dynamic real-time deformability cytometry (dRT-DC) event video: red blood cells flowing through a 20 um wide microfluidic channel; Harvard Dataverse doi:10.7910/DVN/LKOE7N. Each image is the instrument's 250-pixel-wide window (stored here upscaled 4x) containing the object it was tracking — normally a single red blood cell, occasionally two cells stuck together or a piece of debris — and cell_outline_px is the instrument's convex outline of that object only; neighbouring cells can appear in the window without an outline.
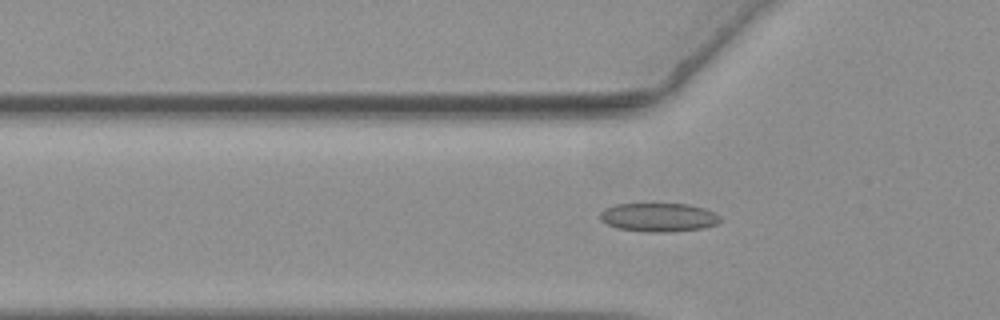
{"species": "common noctule bat (a hibernating species)", "species_latin": "Nyctalus noctula", "temperature_condition": "warm", "stored_images_in_passage": 50, "camera_frame_rate_fps": 3000, "um_per_image_px": 0.085, "animal": {"sex": "female", "body_mass_g": 19.3, "forearm_length_mm": 54.1}, "frame": {"image": 1, "passage_image": 19, "time_ms": 6.0, "image_size_px": [1000, 320], "cell_outline_px": [[720, 220], [716, 224], [704, 228], [668, 232], [644, 232], [616, 228], [600, 220], [600, 212], [604, 208], [616, 204], [688, 204], [704, 208], [720, 216]], "centroid_in_image_um": [55.95, 18.48], "position_along_channel_um": 69.9, "area_um2": 20.11}}
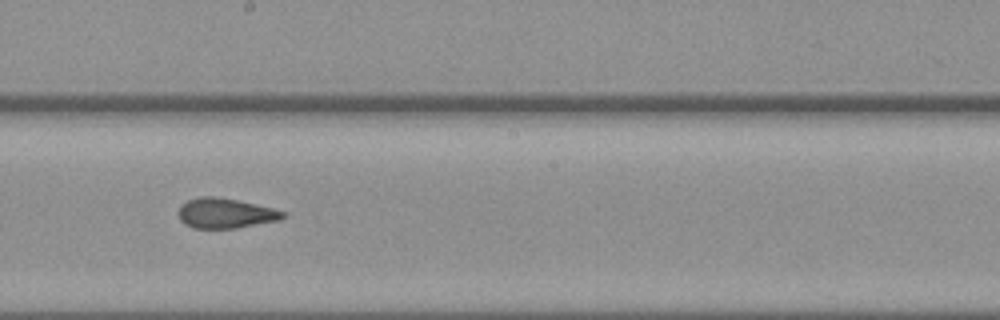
{"frame": {"image": 2, "passage_image": 32, "time_ms": 10.333, "image_size_px": [1000, 320], "cell_outline_px": [[288, 216], [280, 220], [236, 228], [192, 228], [184, 224], [180, 220], [180, 208], [188, 200], [200, 196], [216, 196], [256, 204], [288, 212]], "centroid_in_image_um": [19.22, 18.13], "position_along_channel_um": 229.0, "area_um2": 18.26}}
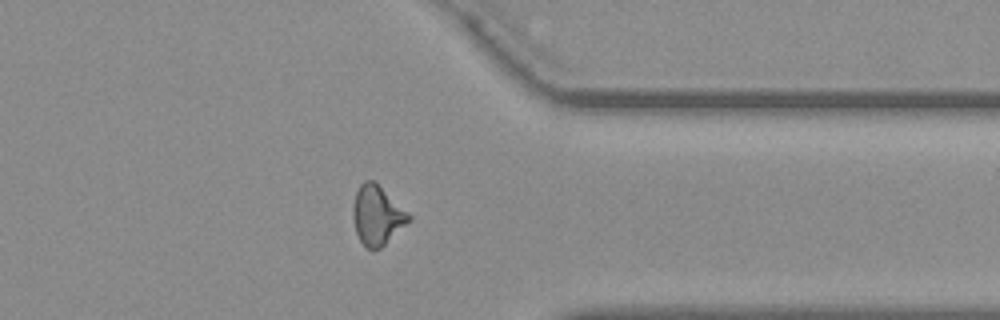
{"frame": {"image": 3, "passage_image": 45, "time_ms": 14.667, "image_size_px": [1000, 320], "cell_outline_px": [[412, 220], [380, 248], [372, 252], [364, 248], [356, 232], [352, 216], [352, 204], [356, 192], [360, 184], [364, 180], [372, 180], [412, 216]], "centroid_in_image_um": [32.03, 18.35], "position_along_channel_um": 379.4, "area_um2": 19.31}, "authors_computed_cell_mechanics": {"area_um2": 19.0162, "velocity_mm_per_s": 3.6524, "shape_relaxation_time_tau1_ms": null, "shape_relaxation_time_tau2_ms": 1.7682, "deformation_change_tau1": null, "deformation_change_tau2": 0.0639}}